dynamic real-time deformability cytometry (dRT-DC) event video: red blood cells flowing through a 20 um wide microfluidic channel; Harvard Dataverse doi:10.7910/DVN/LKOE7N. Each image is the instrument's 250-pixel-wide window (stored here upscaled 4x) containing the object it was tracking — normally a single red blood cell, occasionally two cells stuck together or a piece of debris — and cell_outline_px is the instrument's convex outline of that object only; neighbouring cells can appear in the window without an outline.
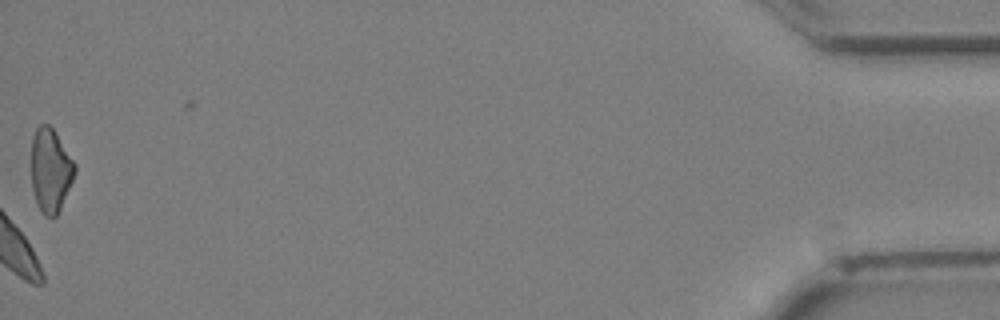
{"species": "Egyptian fruit bat (a non-hibernating species)", "species_latin": "Rousettus aegyptiacus", "temperature_condition": "cold", "stored_images_in_passage": 36, "camera_frame_rate_fps": 3000, "um_per_image_px": 0.085, "animal": {"sex": "female"}, "frame": {"image": 1, "passage_image": 36, "time_ms": 11.667, "image_size_px": [1000, 320], "cell_outline_px": [[76, 172], [60, 208], [56, 216], [44, 216], [36, 200], [32, 188], [32, 136], [36, 128], [40, 124], [48, 124], [56, 132], [76, 164]], "centroid_in_image_um": [4.3, 14.43], "position_along_channel_um": 430.9, "area_um2": 21.04}}